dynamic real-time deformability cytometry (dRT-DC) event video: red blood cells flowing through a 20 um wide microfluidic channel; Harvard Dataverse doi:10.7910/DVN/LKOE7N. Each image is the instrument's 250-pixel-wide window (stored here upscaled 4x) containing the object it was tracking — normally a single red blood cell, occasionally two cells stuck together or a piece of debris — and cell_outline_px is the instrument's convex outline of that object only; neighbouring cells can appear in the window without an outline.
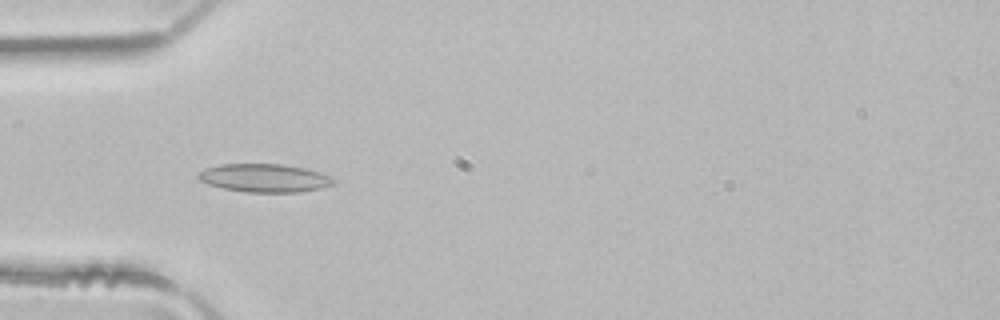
{"species": "common noctule bat (a hibernating species)", "species_latin": "Nyctalus noctula", "temperature_condition": "room temperature", "stored_images_in_passage": 6, "camera_frame_rate_fps": 3000, "um_per_image_px": 0.085, "animal": {"sex": "male", "body_mass_g": 21.5, "forearm_length_mm": 52.0}, "frame": {"image": 1, "passage_image": 5, "time_ms": 1.333, "image_size_px": [1000, 320], "cell_outline_px": [[336, 184], [320, 188], [300, 192], [248, 192], [224, 188], [208, 184], [200, 180], [196, 176], [204, 168], [220, 164], [284, 164], [304, 168], [332, 176], [336, 180]], "centroid_in_image_um": [22.51, 15.12], "position_along_channel_um": 62.5, "area_um2": 22.31}}
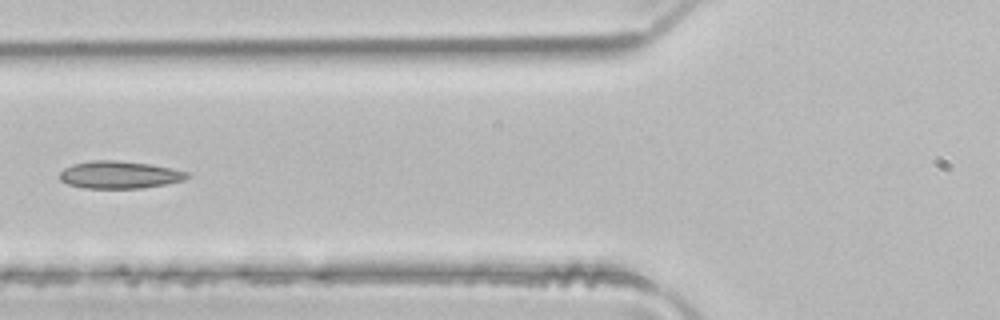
{"frame": {"image": 2, "passage_image": 6, "time_ms": 1.667, "image_size_px": [1000, 320], "cell_outline_px": [[188, 176], [184, 180], [164, 184], [140, 188], [84, 188], [68, 184], [60, 180], [60, 172], [64, 168], [72, 164], [92, 160], [116, 160], [148, 164], [172, 168], [188, 172]], "centroid_in_image_um": [10.12, 14.85], "position_along_channel_um": 115.7, "area_um2": 20.23}}